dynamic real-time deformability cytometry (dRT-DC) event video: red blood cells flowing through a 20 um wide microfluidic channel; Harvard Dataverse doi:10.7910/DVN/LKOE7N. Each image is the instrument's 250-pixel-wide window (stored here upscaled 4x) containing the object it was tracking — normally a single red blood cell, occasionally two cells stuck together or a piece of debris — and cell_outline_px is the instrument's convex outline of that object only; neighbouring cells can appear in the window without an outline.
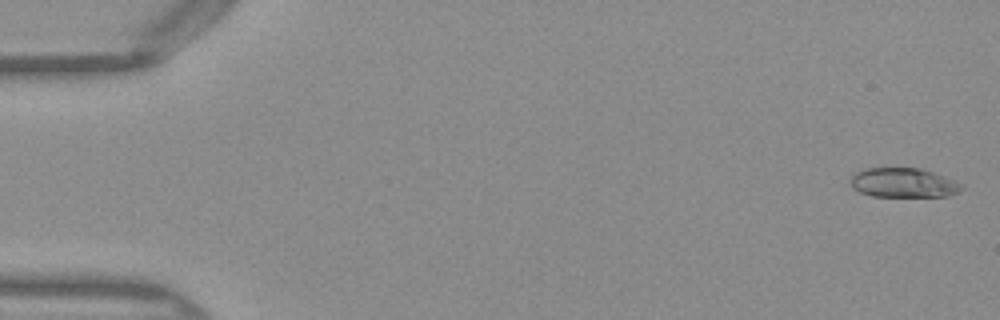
{"species": "Egyptian fruit bat (a non-hibernating species)", "species_latin": "Rousettus aegyptiacus", "temperature_condition": "warm", "stored_images_in_passage": 47, "camera_frame_rate_fps": 3000, "um_per_image_px": 0.085, "frame": {"image": 1, "passage_image": 1, "time_ms": 0.0, "image_size_px": [1000, 320], "cell_outline_px": [[964, 188], [948, 196], [872, 196], [860, 192], [852, 188], [852, 176], [856, 172], [868, 168], [920, 168], [956, 180], [964, 184]], "centroid_in_image_um": [76.83, 15.53], "position_along_channel_um": 8.2, "area_um2": 18.96}}
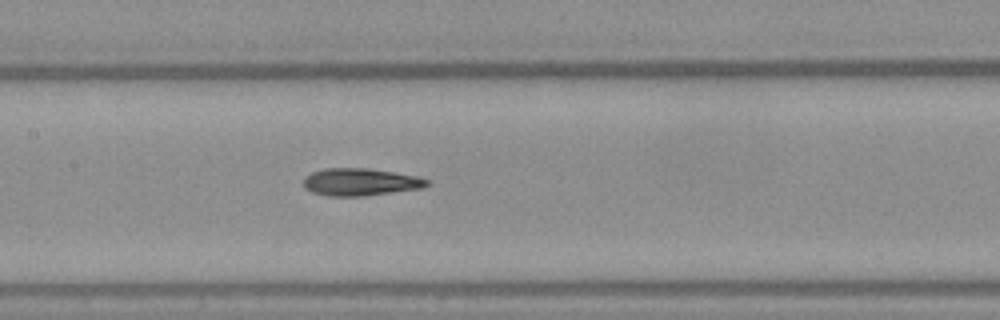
{"frame": {"image": 2, "passage_image": 24, "time_ms": 7.667, "image_size_px": [1000, 320], "cell_outline_px": [[428, 184], [424, 188], [364, 196], [328, 196], [312, 192], [304, 188], [304, 176], [312, 172], [324, 168], [368, 168], [396, 172], [420, 176], [428, 180]], "centroid_in_image_um": [30.64, 15.46], "position_along_channel_um": 176.8, "area_um2": 19.94}}
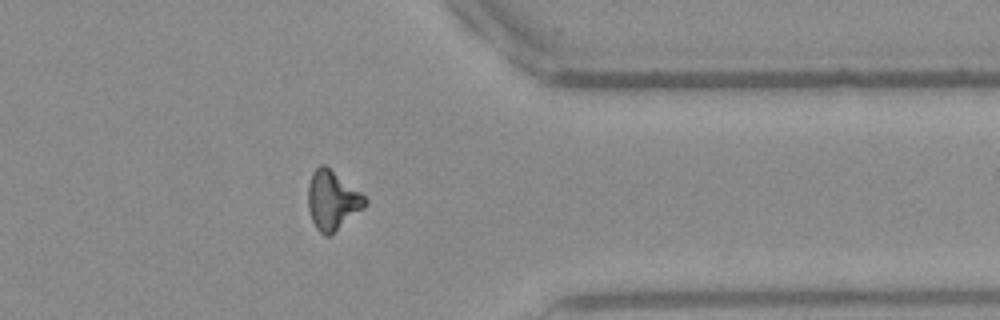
{"frame": {"image": 3, "passage_image": 40, "time_ms": 13.0, "image_size_px": [1000, 320], "cell_outline_px": [[368, 204], [364, 208], [328, 236], [324, 236], [316, 228], [312, 220], [308, 208], [308, 184], [312, 172], [320, 164], [324, 164], [360, 192], [368, 200]], "centroid_in_image_um": [28.24, 17.02], "position_along_channel_um": 383.2, "area_um2": 19.36}}